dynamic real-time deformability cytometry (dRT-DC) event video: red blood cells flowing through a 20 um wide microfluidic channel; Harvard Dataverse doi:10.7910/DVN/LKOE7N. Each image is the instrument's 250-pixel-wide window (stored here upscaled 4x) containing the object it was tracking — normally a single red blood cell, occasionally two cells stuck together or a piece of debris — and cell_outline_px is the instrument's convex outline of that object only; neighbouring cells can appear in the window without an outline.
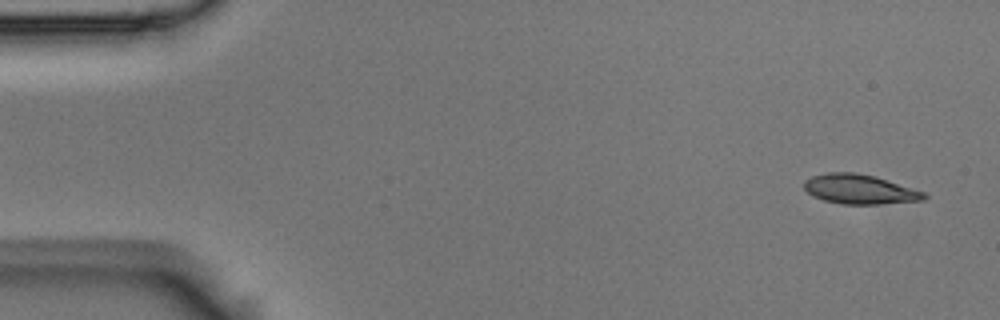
{"species": "Egyptian fruit bat (a non-hibernating species)", "species_latin": "Rousettus aegyptiacus", "temperature_condition": "room temperature", "stored_images_in_passage": 5, "segment_of_instrument_passage": [2, 2], "camera_frame_rate_fps": 3000, "um_per_image_px": 0.085, "animal": {"sex": "male"}, "frame": {"image": 1, "passage_image": 5, "time_ms": 1.333, "image_size_px": [1000, 320], "cell_outline_px": [[928, 196], [924, 200], [876, 204], [840, 204], [824, 200], [812, 196], [804, 188], [804, 180], [812, 176], [828, 172], [856, 172], [872, 176], [924, 192]], "centroid_in_image_um": [73.02, 16.09], "position_along_channel_um": 12.0, "area_um2": 20.4}}